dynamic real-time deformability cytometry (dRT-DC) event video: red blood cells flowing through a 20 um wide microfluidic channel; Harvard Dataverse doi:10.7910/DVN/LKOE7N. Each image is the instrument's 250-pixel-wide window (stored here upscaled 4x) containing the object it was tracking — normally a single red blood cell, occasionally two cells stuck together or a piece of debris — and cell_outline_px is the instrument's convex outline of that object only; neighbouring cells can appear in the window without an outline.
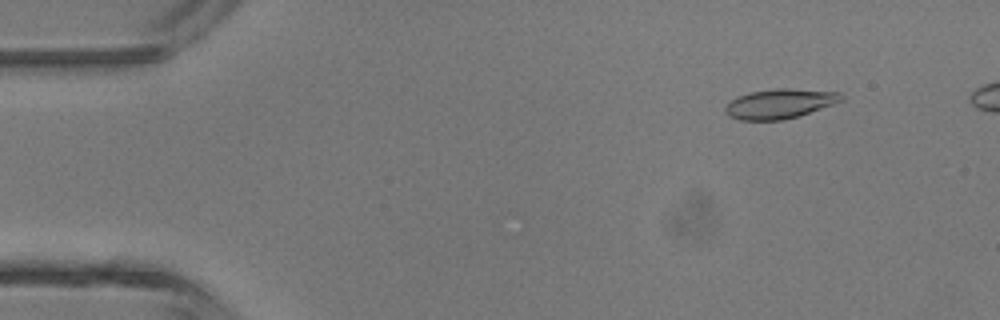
{"species": "common noctule bat (a hibernating species)", "species_latin": "Nyctalus noctula", "temperature_condition": "room temperature", "stored_images_in_passage": 5, "camera_frame_rate_fps": 3000, "um_per_image_px": 0.085, "animal": {"sex": "male", "body_mass_g": 13.3}, "frame": {"image": 1, "passage_image": 2, "time_ms": 1.333, "image_size_px": [1000, 320], "cell_outline_px": [[844, 100], [784, 120], [740, 120], [728, 116], [724, 112], [724, 108], [736, 96], [752, 92], [776, 88], [788, 88], [840, 92], [844, 96]], "centroid_in_image_um": [66.25, 8.81], "position_along_channel_um": 18.7, "area_um2": 19.88}}